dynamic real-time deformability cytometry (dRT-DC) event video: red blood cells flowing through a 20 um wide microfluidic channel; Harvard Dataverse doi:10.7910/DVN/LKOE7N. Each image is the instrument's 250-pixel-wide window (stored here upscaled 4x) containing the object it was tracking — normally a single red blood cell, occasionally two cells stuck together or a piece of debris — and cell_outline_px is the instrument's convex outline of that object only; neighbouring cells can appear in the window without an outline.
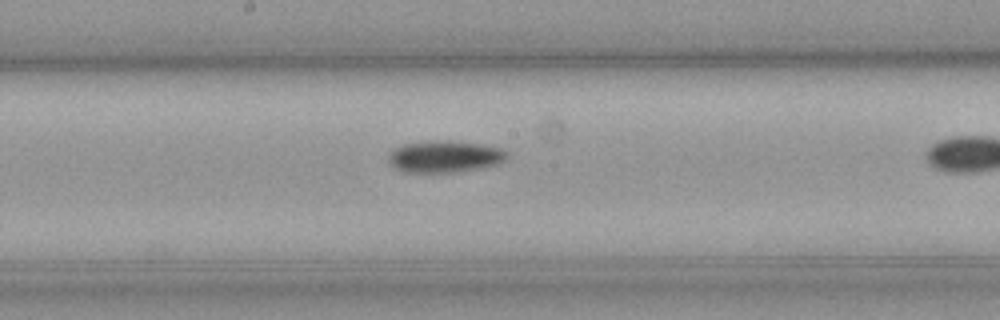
{"species": "common noctule bat (a hibernating species)", "species_latin": "Nyctalus noctula", "temperature_condition": "cold", "stored_images_in_passage": 26, "camera_frame_rate_fps": 3000, "um_per_image_px": 0.085, "animal": {"sex": "male", "body_mass_g": 23.1, "forearm_length_mm": 52.7}, "frame": {"image": 1, "passage_image": 12, "time_ms": 3.667, "image_size_px": [1000, 320], "cell_outline_px": [[508, 156], [500, 164], [480, 168], [456, 172], [404, 172], [392, 168], [388, 160], [388, 156], [396, 148], [404, 144], [476, 144], [496, 148], [504, 152]], "centroid_in_image_um": [37.76, 13.4], "position_along_channel_um": 210.4, "area_um2": 20.46}}
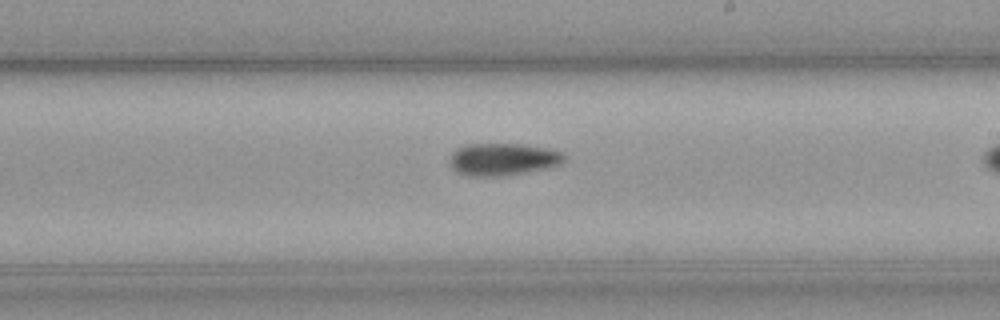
{"frame": {"image": 2, "passage_image": 15, "time_ms": 4.667, "image_size_px": [1000, 320], "cell_outline_px": [[564, 160], [560, 164], [544, 168], [524, 172], [500, 176], [468, 176], [456, 172], [452, 168], [452, 152], [456, 148], [468, 144], [520, 144], [548, 148], [560, 152], [564, 156]], "centroid_in_image_um": [42.71, 13.53], "position_along_channel_um": 246.3, "area_um2": 21.21}}